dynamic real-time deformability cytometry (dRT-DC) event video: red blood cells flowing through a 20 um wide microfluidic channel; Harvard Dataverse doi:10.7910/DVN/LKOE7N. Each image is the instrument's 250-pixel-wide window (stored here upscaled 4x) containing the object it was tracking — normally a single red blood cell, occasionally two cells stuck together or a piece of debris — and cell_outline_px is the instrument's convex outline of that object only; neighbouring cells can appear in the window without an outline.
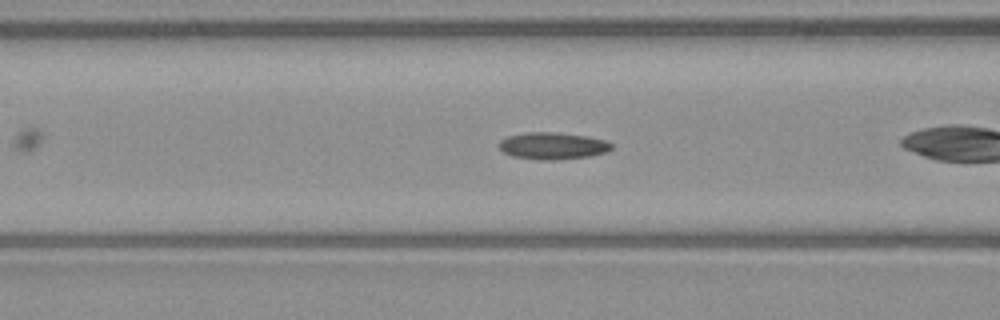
{"species": "common noctule bat (a hibernating species)", "species_latin": "Nyctalus noctula", "temperature_condition": "warm", "stored_images_in_passage": 33, "camera_frame_rate_fps": 3000, "um_per_image_px": 0.085, "animal": {"sex": "male", "body_mass_g": 23.1, "forearm_length_mm": 52.7}, "frame": {"image": 1, "passage_image": 6, "time_ms": 1.667, "image_size_px": [1000, 320], "cell_outline_px": [[612, 148], [608, 152], [588, 156], [556, 160], [540, 160], [512, 156], [504, 152], [496, 144], [500, 140], [508, 136], [524, 132], [560, 132], [588, 136], [604, 140], [612, 144]], "centroid_in_image_um": [46.96, 12.39], "position_along_channel_um": 119.6, "area_um2": 17.86}}
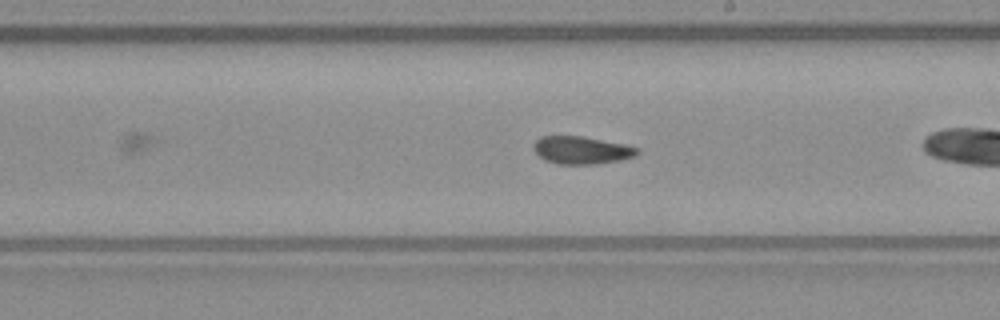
{"frame": {"image": 2, "passage_image": 15, "time_ms": 4.667, "image_size_px": [1000, 320], "cell_outline_px": [[640, 152], [636, 156], [620, 160], [596, 164], [556, 164], [544, 160], [532, 148], [532, 144], [540, 136], [584, 136], [624, 144], [640, 148]], "centroid_in_image_um": [49.43, 12.76], "position_along_channel_um": 239.6, "area_um2": 16.94}}
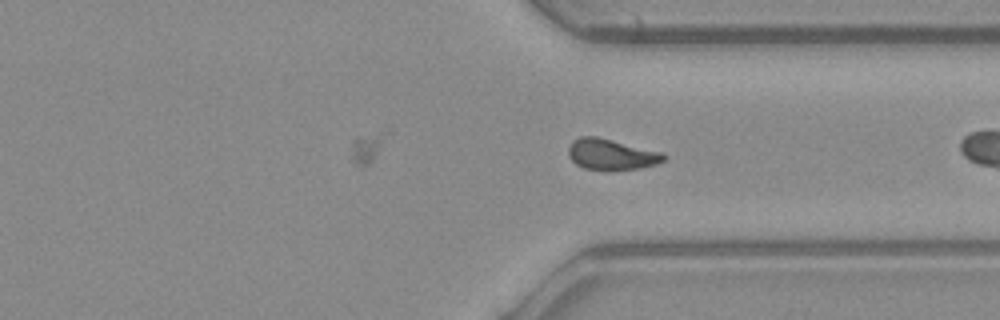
{"frame": {"image": 3, "passage_image": 24, "time_ms": 7.667, "image_size_px": [1000, 320], "cell_outline_px": [[668, 156], [664, 160], [656, 164], [640, 168], [612, 172], [608, 172], [584, 168], [576, 164], [568, 156], [568, 148], [572, 140], [580, 136], [596, 136], [664, 152]], "centroid_in_image_um": [51.97, 13.14], "position_along_channel_um": 359.4, "area_um2": 17.74}, "authors_computed_cell_mechanics": {"area_um2": 16.8198, "velocity_mm_per_s": 3.9967, "shape_relaxation_time_tau1_ms": null, "shape_relaxation_time_tau2_ms": 2.4838, "deformation_change_tau1": null, "deformation_change_tau2": 0.0762}}